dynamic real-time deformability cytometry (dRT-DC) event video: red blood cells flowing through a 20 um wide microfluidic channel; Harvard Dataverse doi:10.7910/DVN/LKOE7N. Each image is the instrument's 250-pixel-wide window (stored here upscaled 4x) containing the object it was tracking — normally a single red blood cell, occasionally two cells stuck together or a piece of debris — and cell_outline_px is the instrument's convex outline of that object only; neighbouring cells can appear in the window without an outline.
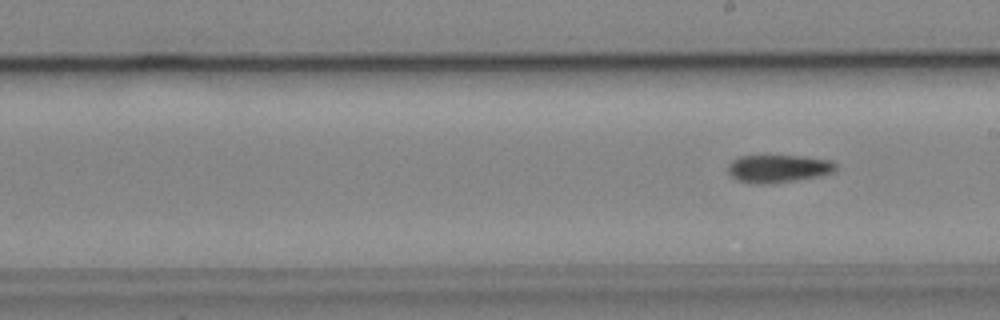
{"species": "common noctule bat (a hibernating species)", "species_latin": "Nyctalus noctula", "temperature_condition": "cold", "stored_images_in_passage": 10, "camera_frame_rate_fps": 3000, "um_per_image_px": 0.085, "animal": {"sex": "male", "body_mass_g": 19.2, "forearm_length_mm": 51.8}, "frame": {"image": 1, "passage_image": 10, "time_ms": 3.0, "image_size_px": [1000, 320], "cell_outline_px": [[836, 168], [832, 172], [820, 176], [792, 180], [756, 184], [752, 184], [736, 180], [728, 172], [728, 164], [732, 160], [740, 156], [768, 152], [832, 160], [836, 164]], "centroid_in_image_um": [66.09, 14.26], "position_along_channel_um": 222.9, "area_um2": 18.09}}